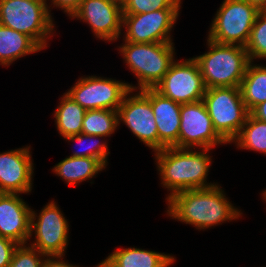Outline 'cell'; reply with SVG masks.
Listing matches in <instances>:
<instances>
[{
    "mask_svg": "<svg viewBox=\"0 0 266 267\" xmlns=\"http://www.w3.org/2000/svg\"><path fill=\"white\" fill-rule=\"evenodd\" d=\"M180 117L178 142L173 147L211 149L226 143L215 131L202 100L181 104Z\"/></svg>",
    "mask_w": 266,
    "mask_h": 267,
    "instance_id": "obj_11",
    "label": "cell"
},
{
    "mask_svg": "<svg viewBox=\"0 0 266 267\" xmlns=\"http://www.w3.org/2000/svg\"><path fill=\"white\" fill-rule=\"evenodd\" d=\"M97 267H104L103 263L98 264Z\"/></svg>",
    "mask_w": 266,
    "mask_h": 267,
    "instance_id": "obj_35",
    "label": "cell"
},
{
    "mask_svg": "<svg viewBox=\"0 0 266 267\" xmlns=\"http://www.w3.org/2000/svg\"><path fill=\"white\" fill-rule=\"evenodd\" d=\"M250 5L254 6L258 11H266V0H246Z\"/></svg>",
    "mask_w": 266,
    "mask_h": 267,
    "instance_id": "obj_33",
    "label": "cell"
},
{
    "mask_svg": "<svg viewBox=\"0 0 266 267\" xmlns=\"http://www.w3.org/2000/svg\"><path fill=\"white\" fill-rule=\"evenodd\" d=\"M248 64L240 83V92L248 111L266 101V67Z\"/></svg>",
    "mask_w": 266,
    "mask_h": 267,
    "instance_id": "obj_21",
    "label": "cell"
},
{
    "mask_svg": "<svg viewBox=\"0 0 266 267\" xmlns=\"http://www.w3.org/2000/svg\"><path fill=\"white\" fill-rule=\"evenodd\" d=\"M45 257H47V259H45ZM43 259V264H42V267H78V266H73V265H70L66 262H64L61 257L63 256H45ZM51 257V258H50ZM53 258V259H52ZM58 259L59 260H54V259ZM61 259V261H60Z\"/></svg>",
    "mask_w": 266,
    "mask_h": 267,
    "instance_id": "obj_31",
    "label": "cell"
},
{
    "mask_svg": "<svg viewBox=\"0 0 266 267\" xmlns=\"http://www.w3.org/2000/svg\"><path fill=\"white\" fill-rule=\"evenodd\" d=\"M179 15V9H161L135 15H123L126 26L125 41L132 43L172 42L170 31Z\"/></svg>",
    "mask_w": 266,
    "mask_h": 267,
    "instance_id": "obj_13",
    "label": "cell"
},
{
    "mask_svg": "<svg viewBox=\"0 0 266 267\" xmlns=\"http://www.w3.org/2000/svg\"><path fill=\"white\" fill-rule=\"evenodd\" d=\"M125 63L138 78V89L154 88L174 62L172 42L132 43L120 46Z\"/></svg>",
    "mask_w": 266,
    "mask_h": 267,
    "instance_id": "obj_4",
    "label": "cell"
},
{
    "mask_svg": "<svg viewBox=\"0 0 266 267\" xmlns=\"http://www.w3.org/2000/svg\"><path fill=\"white\" fill-rule=\"evenodd\" d=\"M174 257L139 248L117 249L102 261L104 267H168Z\"/></svg>",
    "mask_w": 266,
    "mask_h": 267,
    "instance_id": "obj_18",
    "label": "cell"
},
{
    "mask_svg": "<svg viewBox=\"0 0 266 267\" xmlns=\"http://www.w3.org/2000/svg\"><path fill=\"white\" fill-rule=\"evenodd\" d=\"M245 48L251 62L254 58H266V11L258 12Z\"/></svg>",
    "mask_w": 266,
    "mask_h": 267,
    "instance_id": "obj_25",
    "label": "cell"
},
{
    "mask_svg": "<svg viewBox=\"0 0 266 267\" xmlns=\"http://www.w3.org/2000/svg\"><path fill=\"white\" fill-rule=\"evenodd\" d=\"M234 141L242 149L266 154V122L257 120L249 114Z\"/></svg>",
    "mask_w": 266,
    "mask_h": 267,
    "instance_id": "obj_24",
    "label": "cell"
},
{
    "mask_svg": "<svg viewBox=\"0 0 266 267\" xmlns=\"http://www.w3.org/2000/svg\"><path fill=\"white\" fill-rule=\"evenodd\" d=\"M209 51L194 57L206 89L213 87H239L250 59L244 46L221 44L208 38Z\"/></svg>",
    "mask_w": 266,
    "mask_h": 267,
    "instance_id": "obj_3",
    "label": "cell"
},
{
    "mask_svg": "<svg viewBox=\"0 0 266 267\" xmlns=\"http://www.w3.org/2000/svg\"><path fill=\"white\" fill-rule=\"evenodd\" d=\"M19 244L0 236V267H9L13 253Z\"/></svg>",
    "mask_w": 266,
    "mask_h": 267,
    "instance_id": "obj_29",
    "label": "cell"
},
{
    "mask_svg": "<svg viewBox=\"0 0 266 267\" xmlns=\"http://www.w3.org/2000/svg\"><path fill=\"white\" fill-rule=\"evenodd\" d=\"M190 148L166 147L155 151L158 170L164 187L171 190L167 199L183 190L208 188L216 184L206 183L211 158L207 154Z\"/></svg>",
    "mask_w": 266,
    "mask_h": 267,
    "instance_id": "obj_2",
    "label": "cell"
},
{
    "mask_svg": "<svg viewBox=\"0 0 266 267\" xmlns=\"http://www.w3.org/2000/svg\"><path fill=\"white\" fill-rule=\"evenodd\" d=\"M132 92L130 89L126 93L117 110L118 124L123 121L145 145L158 151L159 138L151 105V88L140 90L136 95L127 98Z\"/></svg>",
    "mask_w": 266,
    "mask_h": 267,
    "instance_id": "obj_10",
    "label": "cell"
},
{
    "mask_svg": "<svg viewBox=\"0 0 266 267\" xmlns=\"http://www.w3.org/2000/svg\"><path fill=\"white\" fill-rule=\"evenodd\" d=\"M137 88L113 79L89 76L80 78L67 94L85 110H118L126 93Z\"/></svg>",
    "mask_w": 266,
    "mask_h": 267,
    "instance_id": "obj_9",
    "label": "cell"
},
{
    "mask_svg": "<svg viewBox=\"0 0 266 267\" xmlns=\"http://www.w3.org/2000/svg\"><path fill=\"white\" fill-rule=\"evenodd\" d=\"M40 256L44 257L45 255L31 246L18 245L13 253L9 267H42L43 260Z\"/></svg>",
    "mask_w": 266,
    "mask_h": 267,
    "instance_id": "obj_28",
    "label": "cell"
},
{
    "mask_svg": "<svg viewBox=\"0 0 266 267\" xmlns=\"http://www.w3.org/2000/svg\"><path fill=\"white\" fill-rule=\"evenodd\" d=\"M31 212L30 235L35 231V242L30 244L45 256H63L68 244V222L54 201L47 204L35 222Z\"/></svg>",
    "mask_w": 266,
    "mask_h": 267,
    "instance_id": "obj_12",
    "label": "cell"
},
{
    "mask_svg": "<svg viewBox=\"0 0 266 267\" xmlns=\"http://www.w3.org/2000/svg\"><path fill=\"white\" fill-rule=\"evenodd\" d=\"M264 199L266 200V192H263Z\"/></svg>",
    "mask_w": 266,
    "mask_h": 267,
    "instance_id": "obj_36",
    "label": "cell"
},
{
    "mask_svg": "<svg viewBox=\"0 0 266 267\" xmlns=\"http://www.w3.org/2000/svg\"><path fill=\"white\" fill-rule=\"evenodd\" d=\"M71 17L88 22L101 40L115 41L121 34L123 10L113 0H82Z\"/></svg>",
    "mask_w": 266,
    "mask_h": 267,
    "instance_id": "obj_14",
    "label": "cell"
},
{
    "mask_svg": "<svg viewBox=\"0 0 266 267\" xmlns=\"http://www.w3.org/2000/svg\"><path fill=\"white\" fill-rule=\"evenodd\" d=\"M250 114L257 120L266 122V101L257 105Z\"/></svg>",
    "mask_w": 266,
    "mask_h": 267,
    "instance_id": "obj_32",
    "label": "cell"
},
{
    "mask_svg": "<svg viewBox=\"0 0 266 267\" xmlns=\"http://www.w3.org/2000/svg\"><path fill=\"white\" fill-rule=\"evenodd\" d=\"M29 147L0 153V193L31 191L33 163Z\"/></svg>",
    "mask_w": 266,
    "mask_h": 267,
    "instance_id": "obj_15",
    "label": "cell"
},
{
    "mask_svg": "<svg viewBox=\"0 0 266 267\" xmlns=\"http://www.w3.org/2000/svg\"><path fill=\"white\" fill-rule=\"evenodd\" d=\"M82 0H52L54 6L63 9L68 16H72L78 9Z\"/></svg>",
    "mask_w": 266,
    "mask_h": 267,
    "instance_id": "obj_30",
    "label": "cell"
},
{
    "mask_svg": "<svg viewBox=\"0 0 266 267\" xmlns=\"http://www.w3.org/2000/svg\"><path fill=\"white\" fill-rule=\"evenodd\" d=\"M31 212L19 194L0 193V236L26 244L31 237Z\"/></svg>",
    "mask_w": 266,
    "mask_h": 267,
    "instance_id": "obj_16",
    "label": "cell"
},
{
    "mask_svg": "<svg viewBox=\"0 0 266 267\" xmlns=\"http://www.w3.org/2000/svg\"><path fill=\"white\" fill-rule=\"evenodd\" d=\"M86 110L65 93L55 111L57 130L62 137L80 134Z\"/></svg>",
    "mask_w": 266,
    "mask_h": 267,
    "instance_id": "obj_22",
    "label": "cell"
},
{
    "mask_svg": "<svg viewBox=\"0 0 266 267\" xmlns=\"http://www.w3.org/2000/svg\"><path fill=\"white\" fill-rule=\"evenodd\" d=\"M258 12L246 0H224L211 23L208 38L245 47Z\"/></svg>",
    "mask_w": 266,
    "mask_h": 267,
    "instance_id": "obj_7",
    "label": "cell"
},
{
    "mask_svg": "<svg viewBox=\"0 0 266 267\" xmlns=\"http://www.w3.org/2000/svg\"><path fill=\"white\" fill-rule=\"evenodd\" d=\"M151 105L158 130L159 150L173 147L178 142L181 104L151 88Z\"/></svg>",
    "mask_w": 266,
    "mask_h": 267,
    "instance_id": "obj_17",
    "label": "cell"
},
{
    "mask_svg": "<svg viewBox=\"0 0 266 267\" xmlns=\"http://www.w3.org/2000/svg\"><path fill=\"white\" fill-rule=\"evenodd\" d=\"M181 0H127L122 6L123 15H135L161 9H179Z\"/></svg>",
    "mask_w": 266,
    "mask_h": 267,
    "instance_id": "obj_27",
    "label": "cell"
},
{
    "mask_svg": "<svg viewBox=\"0 0 266 267\" xmlns=\"http://www.w3.org/2000/svg\"><path fill=\"white\" fill-rule=\"evenodd\" d=\"M118 125L117 110H86L81 133L107 137L117 129Z\"/></svg>",
    "mask_w": 266,
    "mask_h": 267,
    "instance_id": "obj_23",
    "label": "cell"
},
{
    "mask_svg": "<svg viewBox=\"0 0 266 267\" xmlns=\"http://www.w3.org/2000/svg\"><path fill=\"white\" fill-rule=\"evenodd\" d=\"M154 89L180 104L201 101L206 92L199 65L194 58L174 61Z\"/></svg>",
    "mask_w": 266,
    "mask_h": 267,
    "instance_id": "obj_8",
    "label": "cell"
},
{
    "mask_svg": "<svg viewBox=\"0 0 266 267\" xmlns=\"http://www.w3.org/2000/svg\"><path fill=\"white\" fill-rule=\"evenodd\" d=\"M226 198L218 185L183 190L167 199V213L178 221L206 229L241 216L242 213Z\"/></svg>",
    "mask_w": 266,
    "mask_h": 267,
    "instance_id": "obj_1",
    "label": "cell"
},
{
    "mask_svg": "<svg viewBox=\"0 0 266 267\" xmlns=\"http://www.w3.org/2000/svg\"><path fill=\"white\" fill-rule=\"evenodd\" d=\"M100 137H104V136H98V135H87V134H77V135H72L69 137H66V140L72 141L75 140L78 143L82 144L83 140H87L86 142L89 143L88 147L85 148V150L82 152H79V150L77 152H74L73 155H71L72 157H90V158H96L99 159L105 166L107 165V157L108 154H110V152H107V145L106 143H100V141H98L96 138H100ZM96 140H95V139ZM92 139V142H91ZM94 140V142H93ZM82 142V143H81Z\"/></svg>",
    "mask_w": 266,
    "mask_h": 267,
    "instance_id": "obj_26",
    "label": "cell"
},
{
    "mask_svg": "<svg viewBox=\"0 0 266 267\" xmlns=\"http://www.w3.org/2000/svg\"><path fill=\"white\" fill-rule=\"evenodd\" d=\"M106 166L96 158L90 157H66L54 166V172L65 179L68 185L91 179Z\"/></svg>",
    "mask_w": 266,
    "mask_h": 267,
    "instance_id": "obj_20",
    "label": "cell"
},
{
    "mask_svg": "<svg viewBox=\"0 0 266 267\" xmlns=\"http://www.w3.org/2000/svg\"><path fill=\"white\" fill-rule=\"evenodd\" d=\"M46 0H0V24L29 36L41 49L54 30Z\"/></svg>",
    "mask_w": 266,
    "mask_h": 267,
    "instance_id": "obj_5",
    "label": "cell"
},
{
    "mask_svg": "<svg viewBox=\"0 0 266 267\" xmlns=\"http://www.w3.org/2000/svg\"><path fill=\"white\" fill-rule=\"evenodd\" d=\"M115 1L116 3L120 4L121 6H123L127 0H113Z\"/></svg>",
    "mask_w": 266,
    "mask_h": 267,
    "instance_id": "obj_34",
    "label": "cell"
},
{
    "mask_svg": "<svg viewBox=\"0 0 266 267\" xmlns=\"http://www.w3.org/2000/svg\"><path fill=\"white\" fill-rule=\"evenodd\" d=\"M40 50L29 36L0 24V65L8 66L17 58Z\"/></svg>",
    "mask_w": 266,
    "mask_h": 267,
    "instance_id": "obj_19",
    "label": "cell"
},
{
    "mask_svg": "<svg viewBox=\"0 0 266 267\" xmlns=\"http://www.w3.org/2000/svg\"><path fill=\"white\" fill-rule=\"evenodd\" d=\"M202 101L217 134L230 143L236 138L250 112L244 105L239 87L206 89Z\"/></svg>",
    "mask_w": 266,
    "mask_h": 267,
    "instance_id": "obj_6",
    "label": "cell"
}]
</instances>
